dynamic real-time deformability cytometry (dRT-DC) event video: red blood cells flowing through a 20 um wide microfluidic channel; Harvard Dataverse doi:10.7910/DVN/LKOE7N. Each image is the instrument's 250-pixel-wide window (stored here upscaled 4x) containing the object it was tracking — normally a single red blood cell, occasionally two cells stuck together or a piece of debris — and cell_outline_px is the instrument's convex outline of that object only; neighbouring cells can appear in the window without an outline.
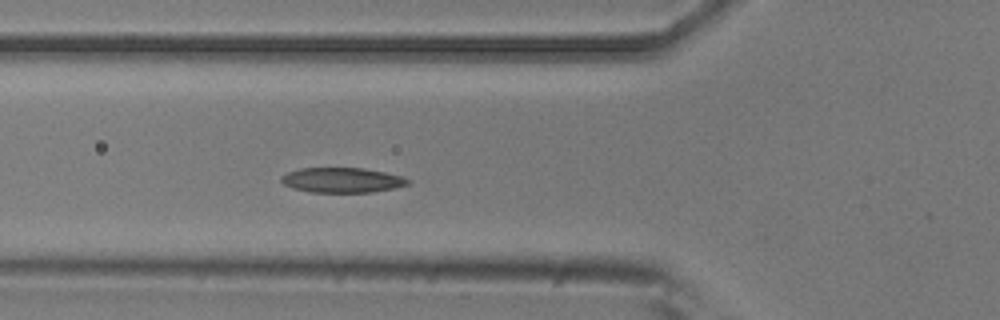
{"species": "common noctule bat (a hibernating species)", "species_latin": "Nyctalus noctula", "temperature_condition": "room temperature", "stored_images_in_passage": 5, "camera_frame_rate_fps": 3000, "um_per_image_px": 0.085, "animal": {"sex": "male", "body_mass_g": 20.5, "forearm_length_mm": 52.5}, "frame": {"image": 1, "passage_image": 5, "time_ms": 1.333, "image_size_px": [1000, 320], "cell_outline_px": [[412, 180], [408, 184], [396, 188], [372, 192], [308, 192], [292, 188], [284, 184], [280, 180], [280, 176], [288, 172], [300, 168], [364, 168], [404, 176]], "centroid_in_image_um": [29.09, 15.31], "position_along_channel_um": 96.7, "area_um2": 18.61}}